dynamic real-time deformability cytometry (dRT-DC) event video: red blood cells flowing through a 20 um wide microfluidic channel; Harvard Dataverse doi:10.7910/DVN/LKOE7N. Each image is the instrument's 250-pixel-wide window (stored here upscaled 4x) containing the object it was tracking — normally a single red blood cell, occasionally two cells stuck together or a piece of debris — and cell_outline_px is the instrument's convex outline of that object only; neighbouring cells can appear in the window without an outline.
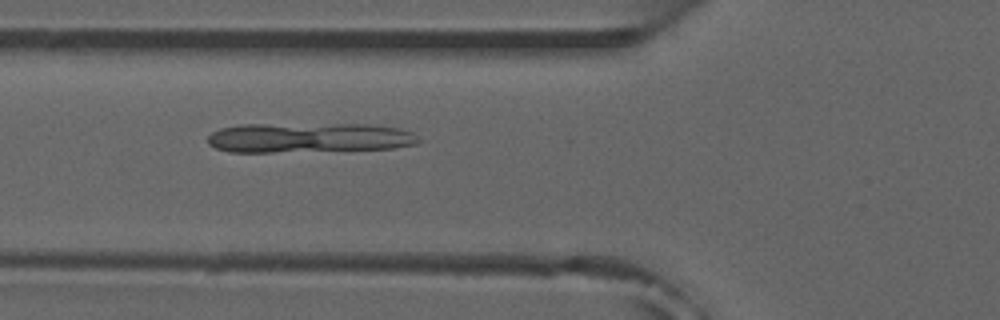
{"species": "common noctule bat (a hibernating species)", "species_latin": "Nyctalus noctula", "temperature_condition": "room temperature", "stored_images_in_passage": 14, "camera_frame_rate_fps": 3000, "um_per_image_px": 0.085, "animal": {"sex": "male", "forearm_length_mm": 52.5}, "frame": {"image": 1, "passage_image": 10, "time_ms": 3.0, "image_size_px": [1000, 320], "cell_outline_px": [[420, 140], [416, 144], [392, 148], [272, 152], [228, 152], [216, 148], [208, 144], [208, 136], [212, 132], [220, 128], [240, 124], [368, 124], [400, 128], [412, 132]], "centroid_in_image_um": [26.22, 11.7], "position_along_channel_um": 99.6, "area_um2": 36.7}}
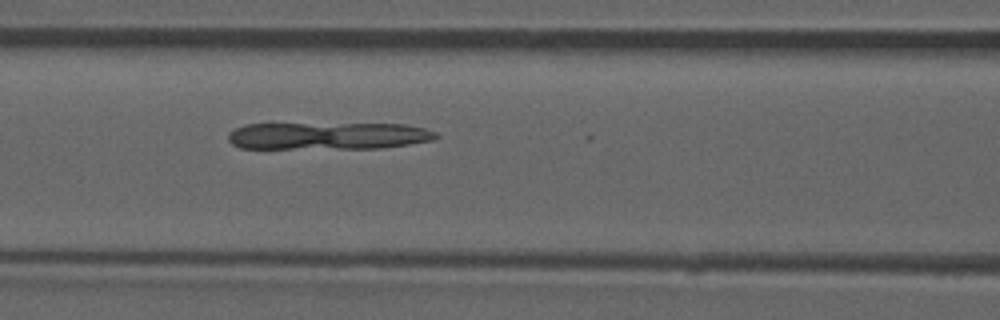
{"frame": {"image": 2, "passage_image": 13, "time_ms": 4.0, "image_size_px": [1000, 320], "cell_outline_px": [[440, 136], [432, 140], [408, 144], [380, 148], [240, 148], [232, 144], [228, 140], [228, 132], [244, 124], [404, 124], [424, 128], [436, 132]], "centroid_in_image_um": [27.86, 11.54], "position_along_channel_um": 138.7, "area_um2": 32.89}}